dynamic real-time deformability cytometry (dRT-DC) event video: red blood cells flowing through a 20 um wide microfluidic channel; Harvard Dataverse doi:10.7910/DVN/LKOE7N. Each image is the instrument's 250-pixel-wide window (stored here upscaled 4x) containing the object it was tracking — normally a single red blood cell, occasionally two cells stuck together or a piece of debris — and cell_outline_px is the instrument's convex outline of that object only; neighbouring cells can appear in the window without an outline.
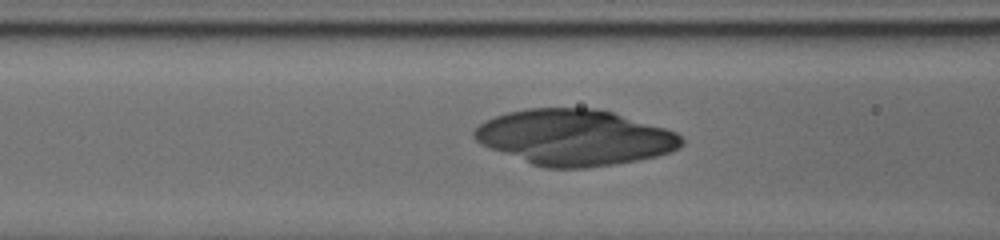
{"species": "human", "species_latin": "Homo sapiens", "temperature_condition": "cold", "stored_images_in_passage": 25, "camera_frame_rate_fps": 3000, "um_per_image_px": 0.085, "donor": {"sex": "male"}, "frame": {"image": 1, "passage_image": 10, "time_ms": 4.333, "image_size_px": [1000, 240], "cell_outline_px": [[684, 144], [680, 148], [656, 156], [616, 164], [584, 168], [544, 168], [532, 164], [480, 144], [472, 136], [472, 132], [480, 124], [496, 116], [508, 112], [528, 108], [592, 108], [612, 112], [664, 128], [676, 132], [684, 140]], "centroid_in_image_um": [48.84, 11.68], "position_along_channel_um": 117.8, "area_um2": 66.99}}
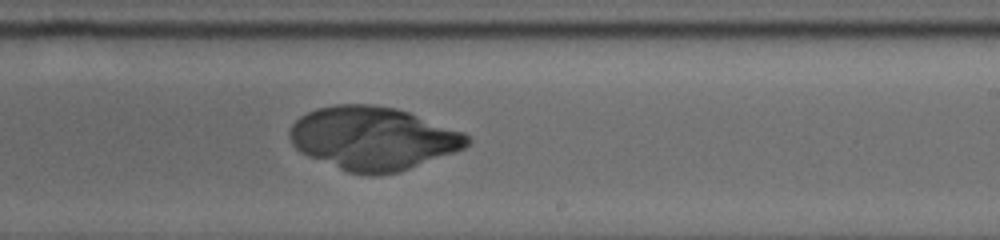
{"frame": {"image": 2, "passage_image": 17, "time_ms": 8.0, "image_size_px": [1000, 240], "cell_outline_px": [[472, 140], [464, 148], [400, 172], [376, 176], [368, 176], [348, 172], [308, 156], [300, 152], [292, 144], [288, 136], [288, 132], [292, 124], [300, 116], [316, 108], [336, 104], [372, 104], [396, 108], [408, 112], [464, 132]], "centroid_in_image_um": [31.68, 11.76], "position_along_channel_um": 257.3, "area_um2": 65.6}}
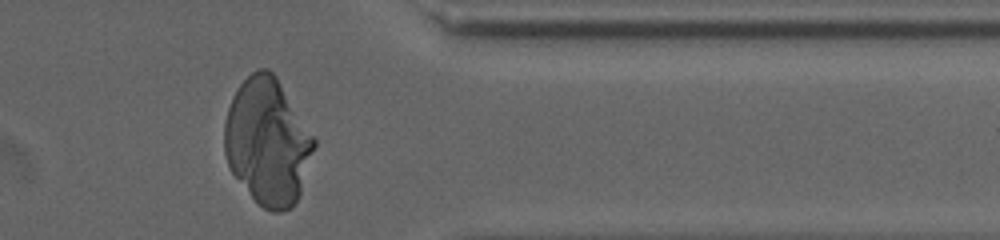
{"frame": {"image": 3, "passage_image": 25, "time_ms": 11.667, "image_size_px": [1000, 240], "cell_outline_px": [[316, 144], [300, 196], [292, 208], [280, 212], [272, 212], [264, 208], [252, 196], [228, 168], [224, 152], [224, 124], [228, 108], [232, 96], [240, 84], [256, 68], [268, 68], [276, 76], [316, 140]], "centroid_in_image_um": [22.74, 12.05], "position_along_channel_um": 388.7, "area_um2": 66.07}}